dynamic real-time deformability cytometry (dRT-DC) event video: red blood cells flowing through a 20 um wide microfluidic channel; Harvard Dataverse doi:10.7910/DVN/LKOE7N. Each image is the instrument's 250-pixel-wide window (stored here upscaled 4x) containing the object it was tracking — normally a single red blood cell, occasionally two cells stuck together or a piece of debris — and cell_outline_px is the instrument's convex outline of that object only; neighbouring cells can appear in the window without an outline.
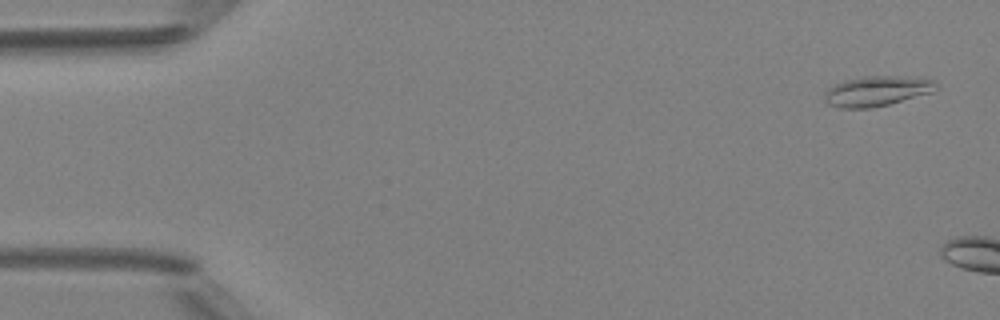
{"species": "Egyptian fruit bat (a non-hibernating species)", "species_latin": "Rousettus aegyptiacus", "temperature_condition": "room temperature", "stored_images_in_passage": 6, "camera_frame_rate_fps": 3000, "um_per_image_px": 0.085, "animal": {"sex": "female"}, "frame": {"image": 1, "passage_image": 2, "time_ms": 0.333, "image_size_px": [1000, 320], "cell_outline_px": [[936, 88], [932, 92], [888, 104], [872, 108], [840, 108], [828, 104], [824, 100], [824, 92], [832, 84], [844, 80], [864, 76], [896, 76], [932, 80], [936, 84]], "centroid_in_image_um": [74.43, 7.74], "position_along_channel_um": 10.6, "area_um2": 19.42}}